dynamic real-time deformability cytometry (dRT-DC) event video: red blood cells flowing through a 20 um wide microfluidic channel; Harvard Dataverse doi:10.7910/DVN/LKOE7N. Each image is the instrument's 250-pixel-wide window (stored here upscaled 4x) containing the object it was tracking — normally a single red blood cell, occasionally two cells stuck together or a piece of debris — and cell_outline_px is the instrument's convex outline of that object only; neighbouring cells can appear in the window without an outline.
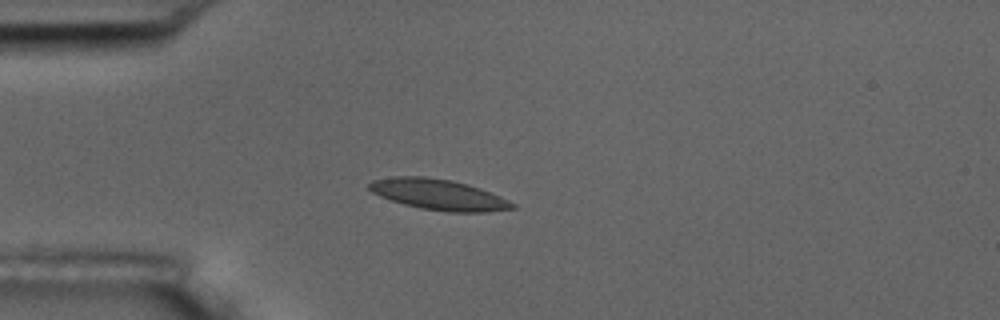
{"species": "common noctule bat (a hibernating species)", "species_latin": "Nyctalus noctula", "temperature_condition": "room temperature", "stored_images_in_passage": 14, "camera_frame_rate_fps": 3000, "um_per_image_px": 0.085, "animal": {"sex": "male", "body_mass_g": 17.5, "forearm_length_mm": 52.3}, "frame": {"image": 1, "passage_image": 3, "time_ms": 0.667, "image_size_px": [1000, 320], "cell_outline_px": [[516, 208], [488, 212], [448, 212], [420, 208], [404, 204], [380, 196], [372, 192], [368, 188], [368, 184], [372, 180], [396, 176], [424, 176], [452, 180], [468, 184], [480, 188], [500, 196], [516, 204]], "centroid_in_image_um": [37.3, 16.54], "position_along_channel_um": 47.7, "area_um2": 25.66}}
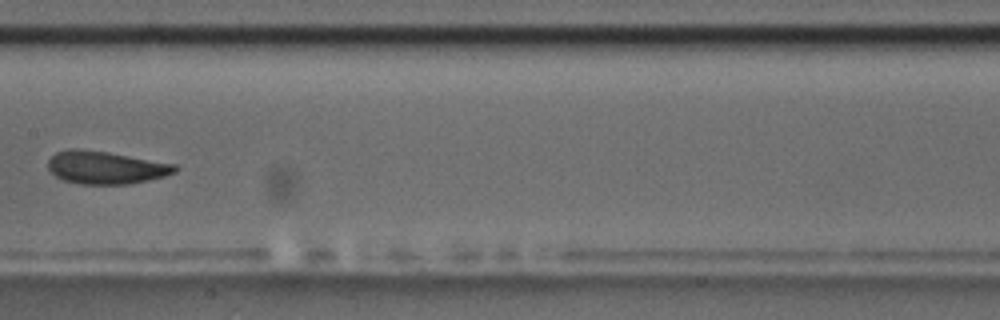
{"frame": {"image": 2, "passage_image": 7, "time_ms": 2.0, "image_size_px": [1000, 320], "cell_outline_px": [[180, 168], [176, 172], [164, 176], [148, 180], [128, 184], [80, 184], [64, 180], [56, 176], [48, 168], [48, 160], [56, 152], [68, 148], [76, 148], [108, 152], [176, 164]], "centroid_in_image_um": [9.0, 14.23], "position_along_channel_um": 198.4, "area_um2": 24.28}}
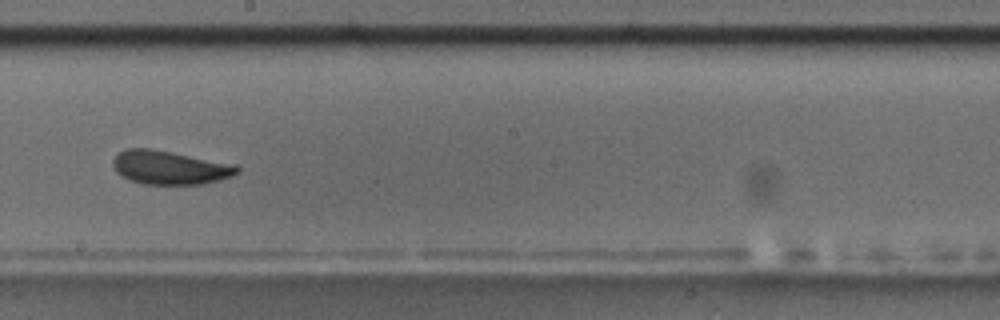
{"frame": {"image": 3, "passage_image": 8, "time_ms": 2.333, "image_size_px": [1000, 320], "cell_outline_px": [[240, 172], [232, 176], [204, 184], [144, 184], [132, 180], [116, 172], [112, 164], [112, 160], [124, 148], [152, 148], [236, 164], [240, 168]], "centroid_in_image_um": [14.46, 14.23], "position_along_channel_um": 233.7, "area_um2": 24.45}}